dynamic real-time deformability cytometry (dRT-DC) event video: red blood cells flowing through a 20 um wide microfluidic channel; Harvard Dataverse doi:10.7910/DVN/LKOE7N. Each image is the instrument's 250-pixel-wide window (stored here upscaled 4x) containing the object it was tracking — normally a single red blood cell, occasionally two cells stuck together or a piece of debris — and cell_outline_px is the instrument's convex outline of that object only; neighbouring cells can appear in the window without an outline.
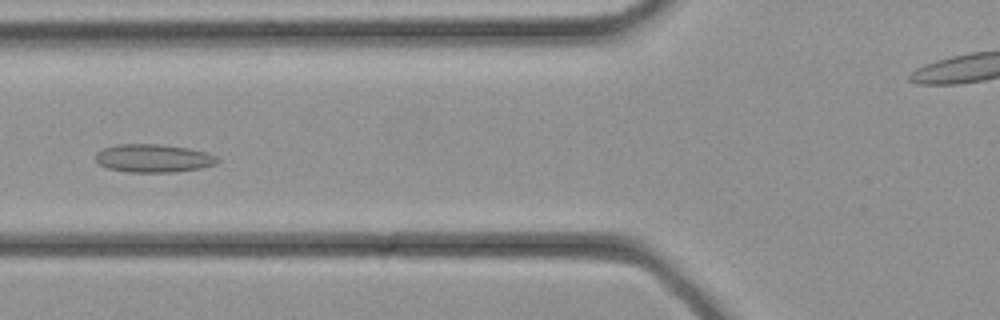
{"species": "common noctule bat (a hibernating species)", "species_latin": "Nyctalus noctula", "temperature_condition": "cold", "stored_images_in_passage": 33, "camera_frame_rate_fps": 3000, "um_per_image_px": 0.085, "animal": {"sex": "female", "body_mass_g": 21.9}, "frame": {"image": 1, "passage_image": 11, "time_ms": 3.333, "image_size_px": [1000, 320], "cell_outline_px": [[220, 160], [216, 164], [200, 168], [176, 172], [128, 172], [108, 168], [100, 164], [96, 160], [96, 152], [104, 148], [116, 144], [156, 144], [188, 148], [208, 152], [216, 156]], "centroid_in_image_um": [13.06, 13.45], "position_along_channel_um": 112.7, "area_um2": 20.0}}
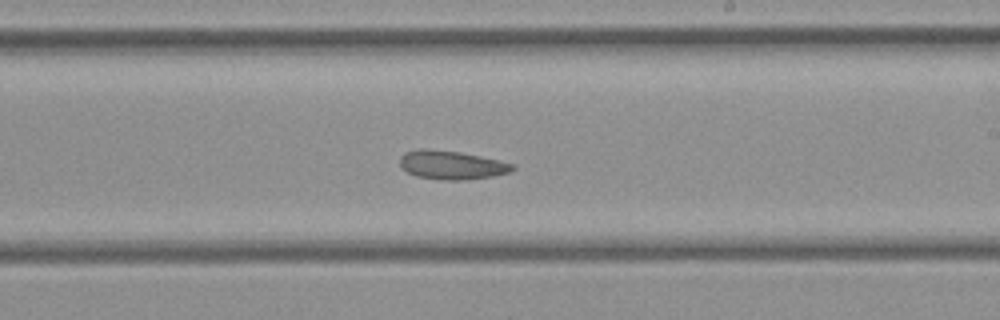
{"frame": {"image": 2, "passage_image": 18, "time_ms": 5.667, "image_size_px": [1000, 320], "cell_outline_px": [[516, 168], [508, 172], [492, 176], [464, 180], [444, 180], [416, 176], [400, 168], [400, 156], [404, 152], [416, 148], [428, 148], [460, 152], [480, 156], [516, 164]], "centroid_in_image_um": [38.35, 14.01], "position_along_channel_um": 250.7, "area_um2": 19.02}}
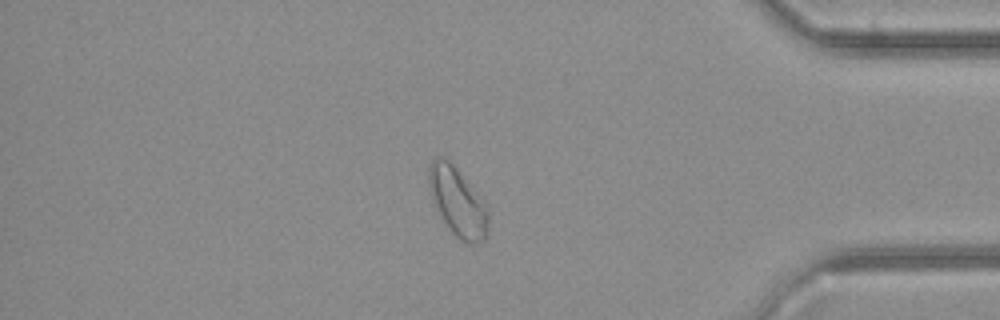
{"frame": {"image": 3, "passage_image": 27, "time_ms": 8.667, "image_size_px": [1000, 320], "cell_outline_px": [[488, 228], [484, 240], [472, 244], [468, 244], [460, 240], [448, 228], [432, 204], [428, 184], [428, 164], [432, 156], [444, 156], [460, 172], [484, 200], [488, 208]], "centroid_in_image_um": [38.86, 17.12], "position_along_channel_um": 396.3, "area_um2": 24.39}}